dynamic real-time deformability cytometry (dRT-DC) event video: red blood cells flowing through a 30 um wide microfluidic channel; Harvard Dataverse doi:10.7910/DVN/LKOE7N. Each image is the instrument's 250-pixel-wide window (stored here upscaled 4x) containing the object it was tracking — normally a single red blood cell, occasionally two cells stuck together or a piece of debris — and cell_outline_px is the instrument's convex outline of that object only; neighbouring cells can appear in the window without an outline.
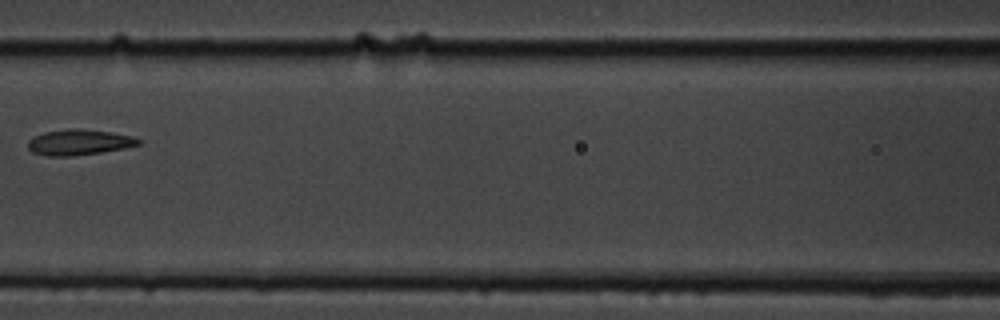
{"species": "common noctule bat (a hibernating species)", "species_latin": "Nyctalus noctula", "temperature_condition": "cold", "stored_images_in_passage": 9, "camera_frame_rate_fps": 3000, "um_per_image_px": 0.085, "animal": {"sex": "male", "body_mass_g": 19.5, "forearm_length_mm": 54.6}, "frame": {"image": 1, "passage_image": 7, "time_ms": 7.333, "image_size_px": [1000, 320], "cell_outline_px": [[144, 140], [140, 144], [124, 148], [76, 156], [48, 156], [32, 152], [28, 148], [28, 140], [44, 132], [72, 128], [80, 128], [112, 132], [132, 136]], "centroid_in_image_um": [6.75, 12.09], "position_along_channel_um": 159.9, "area_um2": 16.59}}
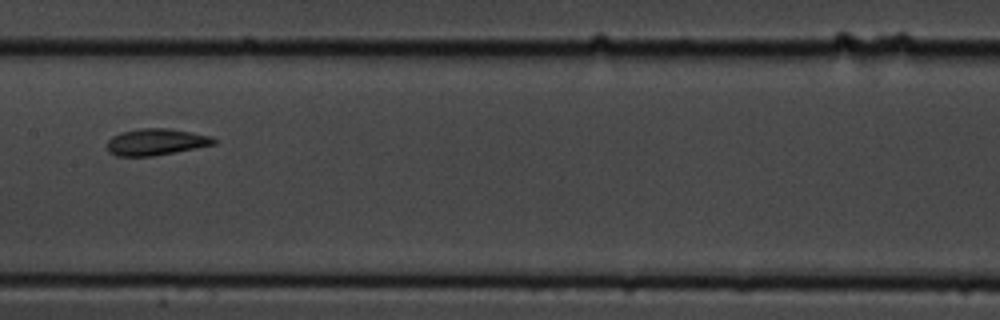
{"frame": {"image": 2, "passage_image": 8, "time_ms": 8.333, "image_size_px": [1000, 320], "cell_outline_px": [[216, 144], [196, 148], [152, 156], [116, 156], [108, 152], [108, 140], [112, 136], [120, 132], [140, 128], [168, 128], [212, 136], [216, 140]], "centroid_in_image_um": [13.25, 12.06], "position_along_channel_um": 194.2, "area_um2": 16.53}}
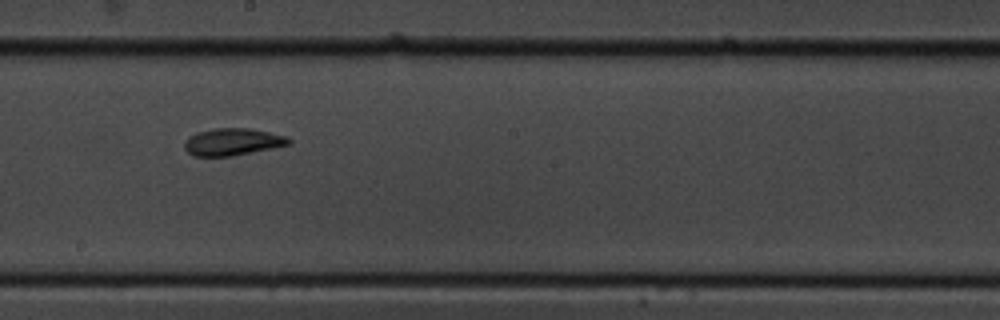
{"frame": {"image": 3, "passage_image": 9, "time_ms": 9.333, "image_size_px": [1000, 320], "cell_outline_px": [[292, 144], [252, 152], [228, 156], [192, 156], [184, 148], [184, 144], [188, 136], [196, 132], [212, 128], [248, 128], [288, 136], [292, 140]], "centroid_in_image_um": [19.76, 12.05], "position_along_channel_um": 228.4, "area_um2": 16.59}}